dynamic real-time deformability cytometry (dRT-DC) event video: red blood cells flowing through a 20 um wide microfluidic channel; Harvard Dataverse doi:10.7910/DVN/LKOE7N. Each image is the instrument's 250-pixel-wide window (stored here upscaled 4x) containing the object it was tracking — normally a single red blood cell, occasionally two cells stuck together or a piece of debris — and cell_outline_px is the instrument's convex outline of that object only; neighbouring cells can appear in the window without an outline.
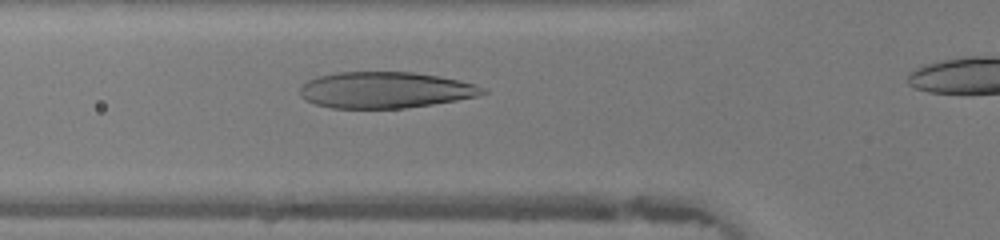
{"species": "human", "species_latin": "Homo sapiens", "temperature_condition": "warm", "stored_images_in_passage": 28, "camera_frame_rate_fps": 3000, "um_per_image_px": 0.085, "donor": {"sex": "female"}, "frame": {"image": 1, "passage_image": 6, "time_ms": 1.667, "image_size_px": [1000, 240], "cell_outline_px": [[488, 92], [480, 96], [432, 104], [404, 108], [332, 108], [316, 104], [304, 100], [300, 96], [300, 88], [308, 80], [316, 76], [340, 72], [412, 72], [440, 76], [460, 80], [484, 88]], "centroid_in_image_um": [32.74, 7.65], "position_along_channel_um": 93.1, "area_um2": 38.61}}
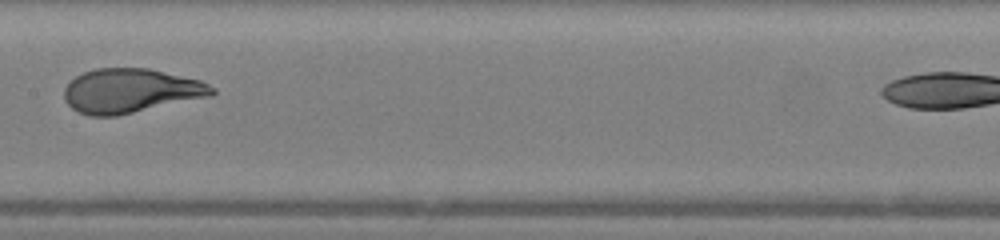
{"frame": {"image": 2, "passage_image": 13, "time_ms": 4.0, "image_size_px": [1000, 240], "cell_outline_px": [[216, 92], [212, 96], [116, 116], [88, 116], [72, 108], [64, 100], [64, 88], [76, 76], [84, 72], [96, 68], [148, 68], [200, 80], [216, 88]], "centroid_in_image_um": [11.11, 7.72], "position_along_channel_um": 196.3, "area_um2": 38.15}}
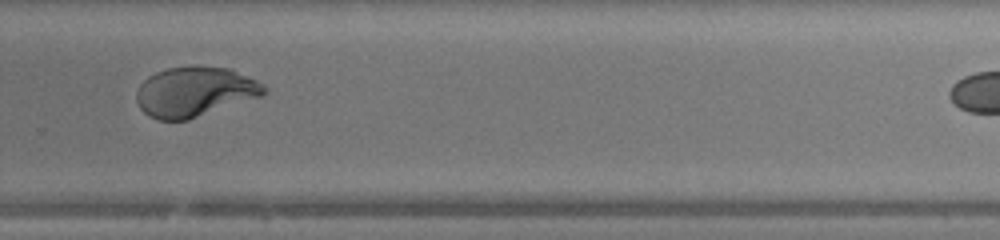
{"frame": {"image": 3, "passage_image": 21, "time_ms": 6.667, "image_size_px": [1000, 240], "cell_outline_px": [[268, 92], [264, 96], [188, 120], [156, 120], [148, 116], [140, 108], [136, 100], [136, 92], [140, 84], [148, 76], [156, 72], [168, 68], [192, 64], [196, 64], [228, 68], [256, 80], [264, 84], [268, 88]], "centroid_in_image_um": [16.58, 7.79], "position_along_channel_um": 313.2, "area_um2": 37.8}}